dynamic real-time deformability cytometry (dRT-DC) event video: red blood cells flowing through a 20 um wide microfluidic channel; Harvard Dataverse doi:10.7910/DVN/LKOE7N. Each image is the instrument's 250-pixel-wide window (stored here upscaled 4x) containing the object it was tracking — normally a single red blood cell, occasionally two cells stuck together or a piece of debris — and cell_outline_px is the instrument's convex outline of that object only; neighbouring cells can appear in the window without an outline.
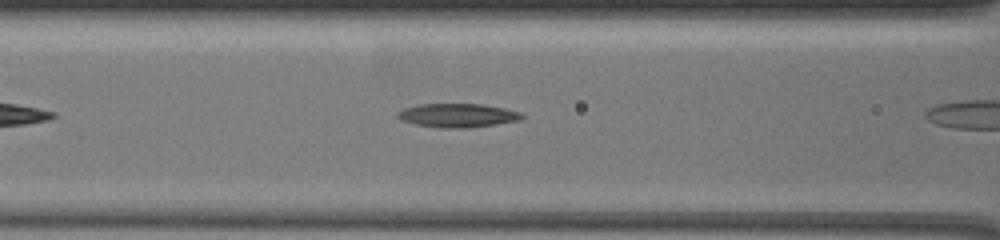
{"species": "common noctule bat (a hibernating species)", "species_latin": "Nyctalus noctula", "temperature_condition": "warm", "stored_images_in_passage": 13, "camera_frame_rate_fps": 3000, "um_per_image_px": 0.085, "animal": {"sex": "female", "body_mass_g": 19.5, "forearm_length_mm": 54.1}, "frame": {"image": 1, "passage_image": 8, "time_ms": 2.333, "image_size_px": [1000, 240], "cell_outline_px": [[524, 116], [520, 120], [496, 124], [468, 128], [440, 128], [416, 124], [400, 120], [396, 116], [396, 112], [404, 108], [416, 104], [480, 104], [504, 108], [520, 112]], "centroid_in_image_um": [38.85, 9.81], "position_along_channel_um": 127.7, "area_um2": 17.28}}
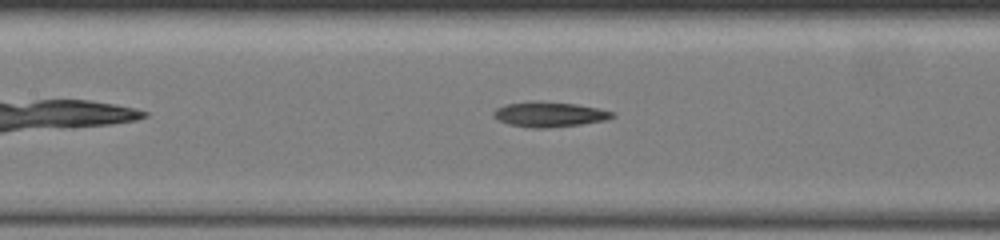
{"frame": {"image": 2, "passage_image": 11, "time_ms": 3.333, "image_size_px": [1000, 240], "cell_outline_px": [[616, 116], [608, 120], [580, 124], [548, 128], [532, 128], [508, 124], [492, 116], [492, 112], [496, 108], [504, 104], [532, 100], [540, 100], [576, 104], [616, 112]], "centroid_in_image_um": [46.69, 9.7], "position_along_channel_um": 160.7, "area_um2": 17.69}}